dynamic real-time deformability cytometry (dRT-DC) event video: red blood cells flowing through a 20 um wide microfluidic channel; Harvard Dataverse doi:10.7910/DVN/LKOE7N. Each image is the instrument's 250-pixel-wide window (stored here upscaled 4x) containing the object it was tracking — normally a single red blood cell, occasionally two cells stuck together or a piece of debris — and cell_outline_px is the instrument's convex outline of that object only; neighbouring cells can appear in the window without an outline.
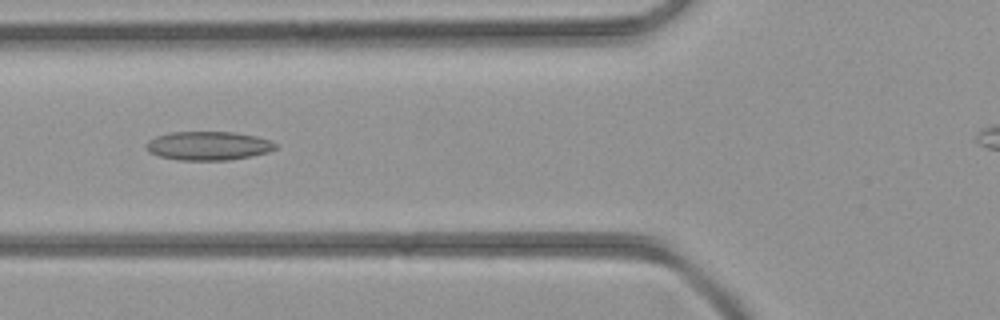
{"species": "common noctule bat (a hibernating species)", "species_latin": "Nyctalus noctula", "temperature_condition": "room temperature", "stored_images_in_passage": 29, "camera_frame_rate_fps": 3000, "um_per_image_px": 0.085, "animal": {"sex": "female", "body_mass_g": 21.9}, "frame": {"image": 1, "passage_image": 7, "time_ms": 2.0, "image_size_px": [1000, 320], "cell_outline_px": [[276, 148], [268, 152], [252, 156], [228, 160], [176, 160], [160, 156], [148, 152], [148, 140], [156, 136], [172, 132], [232, 132], [256, 136], [272, 140], [276, 144]], "centroid_in_image_um": [17.73, 12.39], "position_along_channel_um": 108.1, "area_um2": 21.62}}
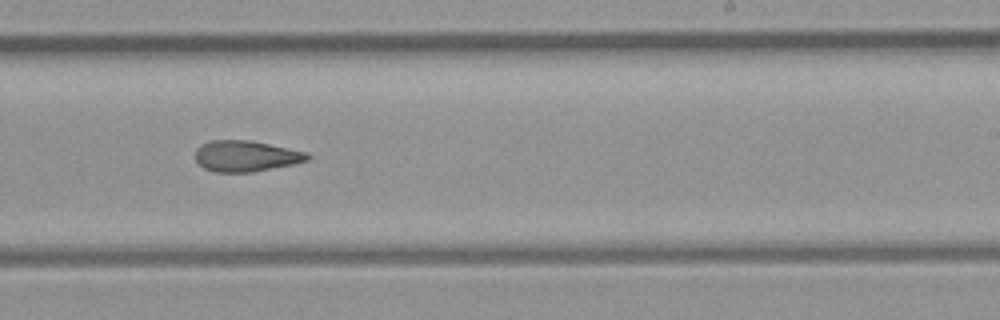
{"frame": {"image": 2, "passage_image": 17, "time_ms": 5.333, "image_size_px": [1000, 320], "cell_outline_px": [[312, 156], [308, 160], [292, 164], [252, 172], [216, 172], [204, 168], [196, 160], [196, 148], [200, 144], [212, 140], [248, 140], [308, 152]], "centroid_in_image_um": [20.9, 13.26], "position_along_channel_um": 268.1, "area_um2": 20.11}}
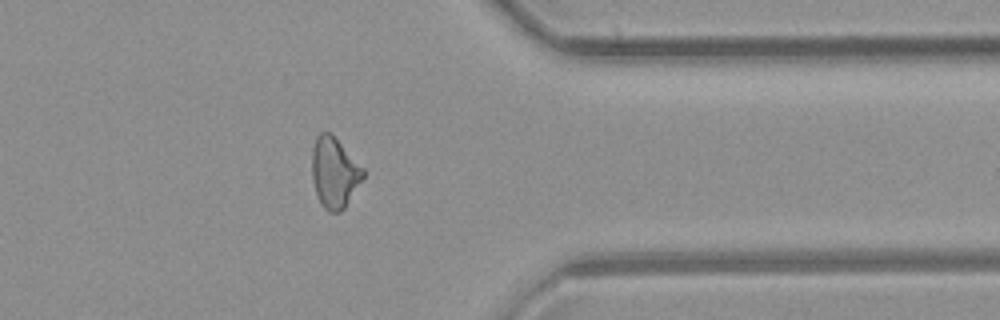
{"frame": {"image": 3, "passage_image": 25, "time_ms": 8.0, "image_size_px": [1000, 320], "cell_outline_px": [[364, 176], [344, 208], [340, 212], [328, 212], [320, 204], [316, 192], [312, 176], [312, 148], [316, 136], [320, 132], [328, 132], [364, 168]], "centroid_in_image_um": [28.4, 14.69], "position_along_channel_um": 383.0, "area_um2": 20.63}}